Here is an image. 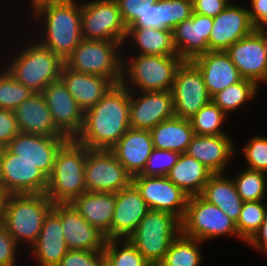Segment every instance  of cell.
Masks as SVG:
<instances>
[{"instance_id":"6da1fadb","label":"cell","mask_w":267,"mask_h":266,"mask_svg":"<svg viewBox=\"0 0 267 266\" xmlns=\"http://www.w3.org/2000/svg\"><path fill=\"white\" fill-rule=\"evenodd\" d=\"M130 91L113 85L103 98L84 112V122L75 140L89 149L110 150L130 128Z\"/></svg>"},{"instance_id":"7a4b0ae2","label":"cell","mask_w":267,"mask_h":266,"mask_svg":"<svg viewBox=\"0 0 267 266\" xmlns=\"http://www.w3.org/2000/svg\"><path fill=\"white\" fill-rule=\"evenodd\" d=\"M31 9L36 18L38 17L36 20L39 22L40 19L43 24L40 28L43 29V34L38 42L65 62L83 39L80 2L42 0L32 5Z\"/></svg>"},{"instance_id":"3957f363","label":"cell","mask_w":267,"mask_h":266,"mask_svg":"<svg viewBox=\"0 0 267 266\" xmlns=\"http://www.w3.org/2000/svg\"><path fill=\"white\" fill-rule=\"evenodd\" d=\"M87 152L88 148L75 139H68L58 150L46 189V196L53 203H70L86 191Z\"/></svg>"},{"instance_id":"277c9868","label":"cell","mask_w":267,"mask_h":266,"mask_svg":"<svg viewBox=\"0 0 267 266\" xmlns=\"http://www.w3.org/2000/svg\"><path fill=\"white\" fill-rule=\"evenodd\" d=\"M53 204L46 194L7 195L1 223L18 244L28 242L31 249Z\"/></svg>"},{"instance_id":"5b68a950","label":"cell","mask_w":267,"mask_h":266,"mask_svg":"<svg viewBox=\"0 0 267 266\" xmlns=\"http://www.w3.org/2000/svg\"><path fill=\"white\" fill-rule=\"evenodd\" d=\"M36 40L25 46L5 68L9 74L23 83L33 93L42 91L59 80L64 61ZM34 43V44H33Z\"/></svg>"},{"instance_id":"8992f818","label":"cell","mask_w":267,"mask_h":266,"mask_svg":"<svg viewBox=\"0 0 267 266\" xmlns=\"http://www.w3.org/2000/svg\"><path fill=\"white\" fill-rule=\"evenodd\" d=\"M180 233L178 217L166 211L150 209L127 239L154 266L162 262L172 241Z\"/></svg>"},{"instance_id":"52a82bcc","label":"cell","mask_w":267,"mask_h":266,"mask_svg":"<svg viewBox=\"0 0 267 266\" xmlns=\"http://www.w3.org/2000/svg\"><path fill=\"white\" fill-rule=\"evenodd\" d=\"M182 61L178 55H136L127 66L122 58L121 84L129 91H171Z\"/></svg>"},{"instance_id":"ba28073f","label":"cell","mask_w":267,"mask_h":266,"mask_svg":"<svg viewBox=\"0 0 267 266\" xmlns=\"http://www.w3.org/2000/svg\"><path fill=\"white\" fill-rule=\"evenodd\" d=\"M122 45L116 41L82 39L65 65L80 73L109 79L114 85L122 79Z\"/></svg>"},{"instance_id":"9c48e42d","label":"cell","mask_w":267,"mask_h":266,"mask_svg":"<svg viewBox=\"0 0 267 266\" xmlns=\"http://www.w3.org/2000/svg\"><path fill=\"white\" fill-rule=\"evenodd\" d=\"M181 222V234L201 242L219 236L239 237L236 222L219 207L205 200L201 195L188 198Z\"/></svg>"},{"instance_id":"30bf717a","label":"cell","mask_w":267,"mask_h":266,"mask_svg":"<svg viewBox=\"0 0 267 266\" xmlns=\"http://www.w3.org/2000/svg\"><path fill=\"white\" fill-rule=\"evenodd\" d=\"M81 35L88 40L125 43L127 27L122 21L116 0H93L81 3Z\"/></svg>"},{"instance_id":"8fae6325","label":"cell","mask_w":267,"mask_h":266,"mask_svg":"<svg viewBox=\"0 0 267 266\" xmlns=\"http://www.w3.org/2000/svg\"><path fill=\"white\" fill-rule=\"evenodd\" d=\"M84 179L86 191L117 193L132 183V176L111 150L89 149Z\"/></svg>"},{"instance_id":"7c38bea8","label":"cell","mask_w":267,"mask_h":266,"mask_svg":"<svg viewBox=\"0 0 267 266\" xmlns=\"http://www.w3.org/2000/svg\"><path fill=\"white\" fill-rule=\"evenodd\" d=\"M171 92L174 114L183 119H190L211 101L202 73L191 60L178 66Z\"/></svg>"},{"instance_id":"4fadbf2b","label":"cell","mask_w":267,"mask_h":266,"mask_svg":"<svg viewBox=\"0 0 267 266\" xmlns=\"http://www.w3.org/2000/svg\"><path fill=\"white\" fill-rule=\"evenodd\" d=\"M0 186L7 195L46 194L48 177L33 163L0 148Z\"/></svg>"},{"instance_id":"5bb4252c","label":"cell","mask_w":267,"mask_h":266,"mask_svg":"<svg viewBox=\"0 0 267 266\" xmlns=\"http://www.w3.org/2000/svg\"><path fill=\"white\" fill-rule=\"evenodd\" d=\"M241 77L257 86L267 83V30L256 28L225 51Z\"/></svg>"},{"instance_id":"9a60e30c","label":"cell","mask_w":267,"mask_h":266,"mask_svg":"<svg viewBox=\"0 0 267 266\" xmlns=\"http://www.w3.org/2000/svg\"><path fill=\"white\" fill-rule=\"evenodd\" d=\"M132 183L149 209L169 212L180 220L183 218L189 196L167 176L137 175L132 177Z\"/></svg>"},{"instance_id":"2e32d148","label":"cell","mask_w":267,"mask_h":266,"mask_svg":"<svg viewBox=\"0 0 267 266\" xmlns=\"http://www.w3.org/2000/svg\"><path fill=\"white\" fill-rule=\"evenodd\" d=\"M135 92L130 91V128L150 131L175 116L171 91Z\"/></svg>"},{"instance_id":"e0dca14e","label":"cell","mask_w":267,"mask_h":266,"mask_svg":"<svg viewBox=\"0 0 267 266\" xmlns=\"http://www.w3.org/2000/svg\"><path fill=\"white\" fill-rule=\"evenodd\" d=\"M42 94L55 126L68 138L75 139L82 129L84 111L59 79L50 83Z\"/></svg>"},{"instance_id":"ac0fdd59","label":"cell","mask_w":267,"mask_h":266,"mask_svg":"<svg viewBox=\"0 0 267 266\" xmlns=\"http://www.w3.org/2000/svg\"><path fill=\"white\" fill-rule=\"evenodd\" d=\"M67 140V137L19 132L6 148L20 159L33 163L49 177L53 171L56 154Z\"/></svg>"},{"instance_id":"d6986e66","label":"cell","mask_w":267,"mask_h":266,"mask_svg":"<svg viewBox=\"0 0 267 266\" xmlns=\"http://www.w3.org/2000/svg\"><path fill=\"white\" fill-rule=\"evenodd\" d=\"M256 27L250 20L247 7L233 3L213 18L209 36V51H226L232 44L251 34Z\"/></svg>"},{"instance_id":"ffe728a7","label":"cell","mask_w":267,"mask_h":266,"mask_svg":"<svg viewBox=\"0 0 267 266\" xmlns=\"http://www.w3.org/2000/svg\"><path fill=\"white\" fill-rule=\"evenodd\" d=\"M39 266H57L67 248L61 225V203H54L45 216L37 241L31 246Z\"/></svg>"},{"instance_id":"44dd1931","label":"cell","mask_w":267,"mask_h":266,"mask_svg":"<svg viewBox=\"0 0 267 266\" xmlns=\"http://www.w3.org/2000/svg\"><path fill=\"white\" fill-rule=\"evenodd\" d=\"M213 18L192 13L191 17L179 23L173 31L177 55L182 60H192L209 51V36Z\"/></svg>"},{"instance_id":"7402d4cb","label":"cell","mask_w":267,"mask_h":266,"mask_svg":"<svg viewBox=\"0 0 267 266\" xmlns=\"http://www.w3.org/2000/svg\"><path fill=\"white\" fill-rule=\"evenodd\" d=\"M149 210L133 183L115 193L111 239H127Z\"/></svg>"},{"instance_id":"603a6c76","label":"cell","mask_w":267,"mask_h":266,"mask_svg":"<svg viewBox=\"0 0 267 266\" xmlns=\"http://www.w3.org/2000/svg\"><path fill=\"white\" fill-rule=\"evenodd\" d=\"M61 225L69 250H104L105 235L89 224L70 203H61Z\"/></svg>"},{"instance_id":"cb8c5ba5","label":"cell","mask_w":267,"mask_h":266,"mask_svg":"<svg viewBox=\"0 0 267 266\" xmlns=\"http://www.w3.org/2000/svg\"><path fill=\"white\" fill-rule=\"evenodd\" d=\"M233 146L229 134L194 135L185 153L205 165L213 174H224L234 152H239Z\"/></svg>"},{"instance_id":"d4e9b609","label":"cell","mask_w":267,"mask_h":266,"mask_svg":"<svg viewBox=\"0 0 267 266\" xmlns=\"http://www.w3.org/2000/svg\"><path fill=\"white\" fill-rule=\"evenodd\" d=\"M191 61L202 73L206 89L211 98L226 87L243 79L225 51H208Z\"/></svg>"},{"instance_id":"484cf974","label":"cell","mask_w":267,"mask_h":266,"mask_svg":"<svg viewBox=\"0 0 267 266\" xmlns=\"http://www.w3.org/2000/svg\"><path fill=\"white\" fill-rule=\"evenodd\" d=\"M19 132L49 137H66L54 124L42 93H32L13 110Z\"/></svg>"},{"instance_id":"4316f807","label":"cell","mask_w":267,"mask_h":266,"mask_svg":"<svg viewBox=\"0 0 267 266\" xmlns=\"http://www.w3.org/2000/svg\"><path fill=\"white\" fill-rule=\"evenodd\" d=\"M110 150L132 177L140 175L153 150L151 133L129 128Z\"/></svg>"},{"instance_id":"83f0119b","label":"cell","mask_w":267,"mask_h":266,"mask_svg":"<svg viewBox=\"0 0 267 266\" xmlns=\"http://www.w3.org/2000/svg\"><path fill=\"white\" fill-rule=\"evenodd\" d=\"M59 79L84 112L96 105L114 85L107 78L75 72L65 64Z\"/></svg>"},{"instance_id":"f1b7e54d","label":"cell","mask_w":267,"mask_h":266,"mask_svg":"<svg viewBox=\"0 0 267 266\" xmlns=\"http://www.w3.org/2000/svg\"><path fill=\"white\" fill-rule=\"evenodd\" d=\"M70 204L92 226L111 239V223L115 209V193L85 191Z\"/></svg>"},{"instance_id":"f546056e","label":"cell","mask_w":267,"mask_h":266,"mask_svg":"<svg viewBox=\"0 0 267 266\" xmlns=\"http://www.w3.org/2000/svg\"><path fill=\"white\" fill-rule=\"evenodd\" d=\"M153 148L185 153L195 135L190 119H166L150 130Z\"/></svg>"},{"instance_id":"4dcf8cb0","label":"cell","mask_w":267,"mask_h":266,"mask_svg":"<svg viewBox=\"0 0 267 266\" xmlns=\"http://www.w3.org/2000/svg\"><path fill=\"white\" fill-rule=\"evenodd\" d=\"M212 174L198 160L182 153L177 163L169 171L167 178L191 197L201 195Z\"/></svg>"},{"instance_id":"1f68e13d","label":"cell","mask_w":267,"mask_h":266,"mask_svg":"<svg viewBox=\"0 0 267 266\" xmlns=\"http://www.w3.org/2000/svg\"><path fill=\"white\" fill-rule=\"evenodd\" d=\"M201 196L237 222L244 202L237 193L233 179L223 176V173L212 174Z\"/></svg>"},{"instance_id":"d6a6232c","label":"cell","mask_w":267,"mask_h":266,"mask_svg":"<svg viewBox=\"0 0 267 266\" xmlns=\"http://www.w3.org/2000/svg\"><path fill=\"white\" fill-rule=\"evenodd\" d=\"M130 38L138 46L137 55H177L170 29L128 27L125 42Z\"/></svg>"},{"instance_id":"836d02e7","label":"cell","mask_w":267,"mask_h":266,"mask_svg":"<svg viewBox=\"0 0 267 266\" xmlns=\"http://www.w3.org/2000/svg\"><path fill=\"white\" fill-rule=\"evenodd\" d=\"M198 239L189 238L181 233L172 241L166 252L162 266H199L202 261Z\"/></svg>"},{"instance_id":"e575fe53","label":"cell","mask_w":267,"mask_h":266,"mask_svg":"<svg viewBox=\"0 0 267 266\" xmlns=\"http://www.w3.org/2000/svg\"><path fill=\"white\" fill-rule=\"evenodd\" d=\"M258 88L253 81L242 79L215 94L211 100L228 116V113L241 108L244 103L256 97Z\"/></svg>"},{"instance_id":"d590c367","label":"cell","mask_w":267,"mask_h":266,"mask_svg":"<svg viewBox=\"0 0 267 266\" xmlns=\"http://www.w3.org/2000/svg\"><path fill=\"white\" fill-rule=\"evenodd\" d=\"M227 115L211 100L190 118L195 135H224L223 123Z\"/></svg>"},{"instance_id":"8d00e7d4","label":"cell","mask_w":267,"mask_h":266,"mask_svg":"<svg viewBox=\"0 0 267 266\" xmlns=\"http://www.w3.org/2000/svg\"><path fill=\"white\" fill-rule=\"evenodd\" d=\"M266 174L246 168L233 179L237 193L243 202L265 199L267 189Z\"/></svg>"},{"instance_id":"74e56055","label":"cell","mask_w":267,"mask_h":266,"mask_svg":"<svg viewBox=\"0 0 267 266\" xmlns=\"http://www.w3.org/2000/svg\"><path fill=\"white\" fill-rule=\"evenodd\" d=\"M267 205L261 201L244 202L236 222L239 239L248 242L263 223Z\"/></svg>"},{"instance_id":"f35d334b","label":"cell","mask_w":267,"mask_h":266,"mask_svg":"<svg viewBox=\"0 0 267 266\" xmlns=\"http://www.w3.org/2000/svg\"><path fill=\"white\" fill-rule=\"evenodd\" d=\"M103 252L115 266H151L128 239L106 240Z\"/></svg>"},{"instance_id":"ab89813d","label":"cell","mask_w":267,"mask_h":266,"mask_svg":"<svg viewBox=\"0 0 267 266\" xmlns=\"http://www.w3.org/2000/svg\"><path fill=\"white\" fill-rule=\"evenodd\" d=\"M5 67L0 71V109L13 111L33 92L23 83L17 82Z\"/></svg>"},{"instance_id":"60d3db41","label":"cell","mask_w":267,"mask_h":266,"mask_svg":"<svg viewBox=\"0 0 267 266\" xmlns=\"http://www.w3.org/2000/svg\"><path fill=\"white\" fill-rule=\"evenodd\" d=\"M192 0H161L162 29L173 30L179 23L191 17Z\"/></svg>"},{"instance_id":"b9f144b4","label":"cell","mask_w":267,"mask_h":266,"mask_svg":"<svg viewBox=\"0 0 267 266\" xmlns=\"http://www.w3.org/2000/svg\"><path fill=\"white\" fill-rule=\"evenodd\" d=\"M179 156L180 153L175 151L153 148L140 175L167 176L171 168L177 163Z\"/></svg>"},{"instance_id":"7bdbcfd3","label":"cell","mask_w":267,"mask_h":266,"mask_svg":"<svg viewBox=\"0 0 267 266\" xmlns=\"http://www.w3.org/2000/svg\"><path fill=\"white\" fill-rule=\"evenodd\" d=\"M242 151L239 153L245 156L247 169L267 173V137L253 136Z\"/></svg>"},{"instance_id":"ee69618b","label":"cell","mask_w":267,"mask_h":266,"mask_svg":"<svg viewBox=\"0 0 267 266\" xmlns=\"http://www.w3.org/2000/svg\"><path fill=\"white\" fill-rule=\"evenodd\" d=\"M139 18L130 27L162 28L161 0L153 4L150 1L140 2Z\"/></svg>"},{"instance_id":"f6af8a7d","label":"cell","mask_w":267,"mask_h":266,"mask_svg":"<svg viewBox=\"0 0 267 266\" xmlns=\"http://www.w3.org/2000/svg\"><path fill=\"white\" fill-rule=\"evenodd\" d=\"M101 251L68 250L57 266H100Z\"/></svg>"},{"instance_id":"bcb514c9","label":"cell","mask_w":267,"mask_h":266,"mask_svg":"<svg viewBox=\"0 0 267 266\" xmlns=\"http://www.w3.org/2000/svg\"><path fill=\"white\" fill-rule=\"evenodd\" d=\"M19 244L0 222V266H15Z\"/></svg>"},{"instance_id":"7dc6e473","label":"cell","mask_w":267,"mask_h":266,"mask_svg":"<svg viewBox=\"0 0 267 266\" xmlns=\"http://www.w3.org/2000/svg\"><path fill=\"white\" fill-rule=\"evenodd\" d=\"M18 133L13 111L0 109V148L6 147Z\"/></svg>"},{"instance_id":"c3c4849f","label":"cell","mask_w":267,"mask_h":266,"mask_svg":"<svg viewBox=\"0 0 267 266\" xmlns=\"http://www.w3.org/2000/svg\"><path fill=\"white\" fill-rule=\"evenodd\" d=\"M228 4L224 0H195L193 2V12L216 17Z\"/></svg>"},{"instance_id":"681fc988","label":"cell","mask_w":267,"mask_h":266,"mask_svg":"<svg viewBox=\"0 0 267 266\" xmlns=\"http://www.w3.org/2000/svg\"><path fill=\"white\" fill-rule=\"evenodd\" d=\"M125 26L130 27L139 18L141 0H116Z\"/></svg>"},{"instance_id":"f907efd6","label":"cell","mask_w":267,"mask_h":266,"mask_svg":"<svg viewBox=\"0 0 267 266\" xmlns=\"http://www.w3.org/2000/svg\"><path fill=\"white\" fill-rule=\"evenodd\" d=\"M248 9L250 20L258 29L267 28V0H250Z\"/></svg>"},{"instance_id":"816d5d0a","label":"cell","mask_w":267,"mask_h":266,"mask_svg":"<svg viewBox=\"0 0 267 266\" xmlns=\"http://www.w3.org/2000/svg\"><path fill=\"white\" fill-rule=\"evenodd\" d=\"M247 243L251 245L252 248H256L257 251L262 250L267 254V211L263 223Z\"/></svg>"},{"instance_id":"f5cc1de1","label":"cell","mask_w":267,"mask_h":266,"mask_svg":"<svg viewBox=\"0 0 267 266\" xmlns=\"http://www.w3.org/2000/svg\"><path fill=\"white\" fill-rule=\"evenodd\" d=\"M6 197H7L6 192L0 186V222H1V219H2L3 211H4V204H5Z\"/></svg>"},{"instance_id":"db71d44e","label":"cell","mask_w":267,"mask_h":266,"mask_svg":"<svg viewBox=\"0 0 267 266\" xmlns=\"http://www.w3.org/2000/svg\"><path fill=\"white\" fill-rule=\"evenodd\" d=\"M100 266H115L113 262L101 251Z\"/></svg>"},{"instance_id":"11a10c76","label":"cell","mask_w":267,"mask_h":266,"mask_svg":"<svg viewBox=\"0 0 267 266\" xmlns=\"http://www.w3.org/2000/svg\"><path fill=\"white\" fill-rule=\"evenodd\" d=\"M147 1H150V2H152L153 4H155L157 1H159V0H141V2H147Z\"/></svg>"},{"instance_id":"9f6ffc18","label":"cell","mask_w":267,"mask_h":266,"mask_svg":"<svg viewBox=\"0 0 267 266\" xmlns=\"http://www.w3.org/2000/svg\"><path fill=\"white\" fill-rule=\"evenodd\" d=\"M31 1V6L34 5L35 3L39 2V1H42V0H30Z\"/></svg>"},{"instance_id":"6f0895ef","label":"cell","mask_w":267,"mask_h":266,"mask_svg":"<svg viewBox=\"0 0 267 266\" xmlns=\"http://www.w3.org/2000/svg\"><path fill=\"white\" fill-rule=\"evenodd\" d=\"M193 2L195 1V0H192ZM227 4H231V3H229V1L230 0H224Z\"/></svg>"}]
</instances>
